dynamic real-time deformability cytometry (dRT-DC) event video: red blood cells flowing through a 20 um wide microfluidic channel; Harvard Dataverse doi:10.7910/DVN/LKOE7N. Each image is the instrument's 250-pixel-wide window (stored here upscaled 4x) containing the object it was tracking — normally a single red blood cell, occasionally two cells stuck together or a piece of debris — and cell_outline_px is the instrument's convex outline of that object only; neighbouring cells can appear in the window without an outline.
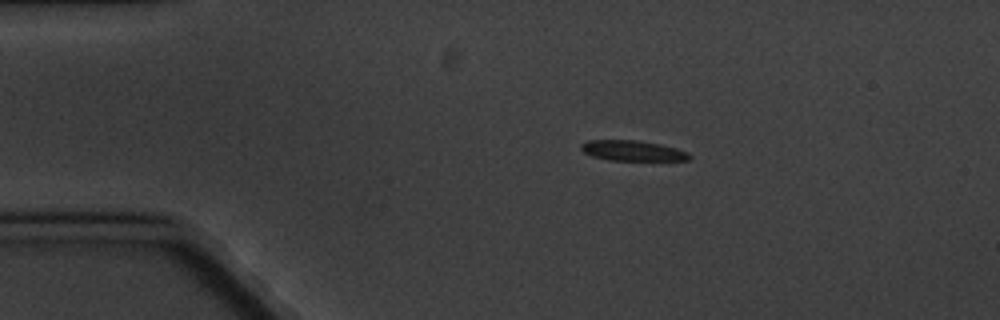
{"species": "common noctule bat (a hibernating species)", "species_latin": "Nyctalus noctula", "temperature_condition": "cold", "stored_images_in_passage": 4, "camera_frame_rate_fps": 3000, "um_per_image_px": 0.085, "animal": {"sex": "male", "body_mass_g": 20.1, "forearm_length_mm": 53.5}, "frame": {"image": 1, "passage_image": 4, "time_ms": 12.333, "image_size_px": [1000, 320], "cell_outline_px": [[692, 156], [688, 160], [608, 160], [592, 156], [584, 152], [580, 148], [580, 144], [588, 140], [636, 140], [660, 144], [676, 148], [688, 152]], "centroid_in_image_um": [53.75, 12.8], "position_along_channel_um": 31.2, "area_um2": 12.83}}